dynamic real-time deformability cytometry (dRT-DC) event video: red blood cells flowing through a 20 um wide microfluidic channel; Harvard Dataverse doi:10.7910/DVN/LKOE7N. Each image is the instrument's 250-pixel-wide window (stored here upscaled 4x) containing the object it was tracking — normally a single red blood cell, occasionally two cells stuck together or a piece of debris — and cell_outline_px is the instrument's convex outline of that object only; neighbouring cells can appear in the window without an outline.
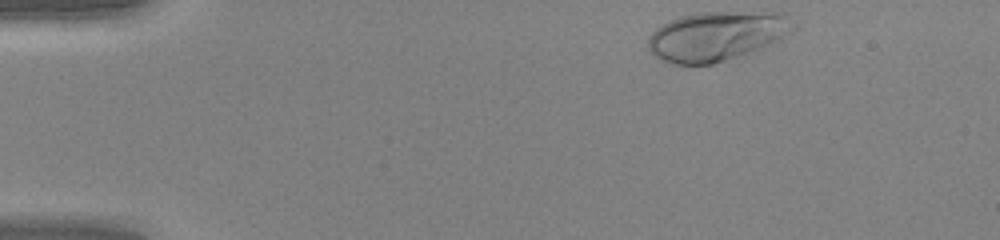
{"species": "human", "species_latin": "Homo sapiens", "temperature_condition": "warm", "stored_images_in_passage": 36, "camera_frame_rate_fps": 3000, "um_per_image_px": 0.085, "donor": {"sex": "female"}, "frame": {"image": 1, "passage_image": 1, "time_ms": 0.0, "image_size_px": [1000, 240], "cell_outline_px": [[796, 28], [776, 40], [768, 44], [748, 52], [712, 64], [672, 64], [660, 60], [648, 48], [648, 36], [656, 28], [680, 16], [696, 12], [784, 12], [796, 24]], "centroid_in_image_um": [60.9, 3.04], "position_along_channel_um": 24.1, "area_um2": 41.44}}
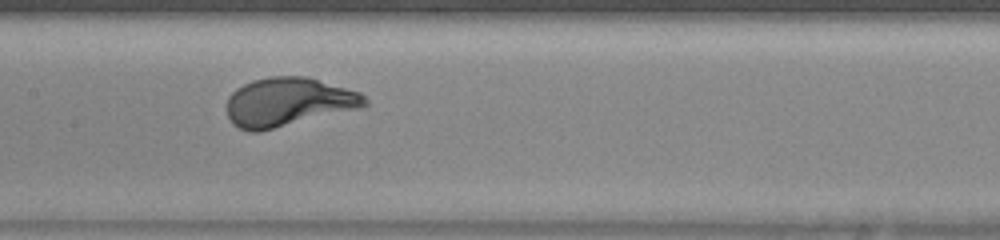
{"frame": {"image": 2, "passage_image": 19, "time_ms": 6.0, "image_size_px": [1000, 240], "cell_outline_px": [[368, 104], [360, 108], [260, 132], [248, 132], [232, 124], [228, 116], [228, 96], [236, 88], [252, 80], [268, 76], [304, 76], [360, 92], [368, 100]], "centroid_in_image_um": [24.48, 8.68], "position_along_channel_um": 182.9, "area_um2": 39.19}}
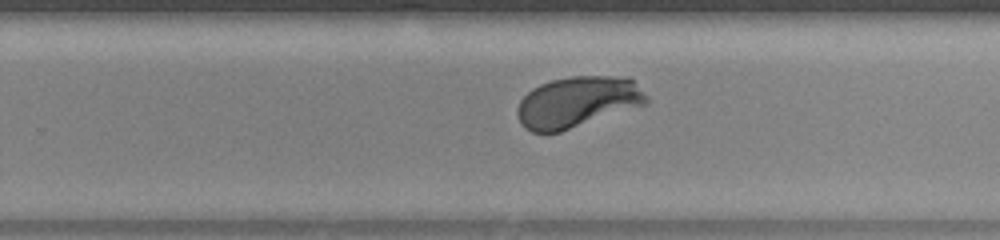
{"frame": {"image": 3, "passage_image": 26, "time_ms": 8.333, "image_size_px": [1000, 240], "cell_outline_px": [[648, 104], [560, 132], [532, 132], [524, 128], [520, 124], [516, 112], [516, 108], [520, 100], [532, 88], [540, 84], [552, 80], [572, 76], [628, 76], [648, 96]], "centroid_in_image_um": [49.08, 8.67], "position_along_channel_um": 280.7, "area_um2": 38.61}, "authors_computed_cell_mechanics": {"area_um2": 38.8416, "velocity_mm_per_s": 4.2013, "shape_relaxation_time_tau1_ms": 1.6994, "shape_relaxation_time_tau2_ms": null, "deformation_change_tau1": 0.1627, "deformation_change_tau2": null}}